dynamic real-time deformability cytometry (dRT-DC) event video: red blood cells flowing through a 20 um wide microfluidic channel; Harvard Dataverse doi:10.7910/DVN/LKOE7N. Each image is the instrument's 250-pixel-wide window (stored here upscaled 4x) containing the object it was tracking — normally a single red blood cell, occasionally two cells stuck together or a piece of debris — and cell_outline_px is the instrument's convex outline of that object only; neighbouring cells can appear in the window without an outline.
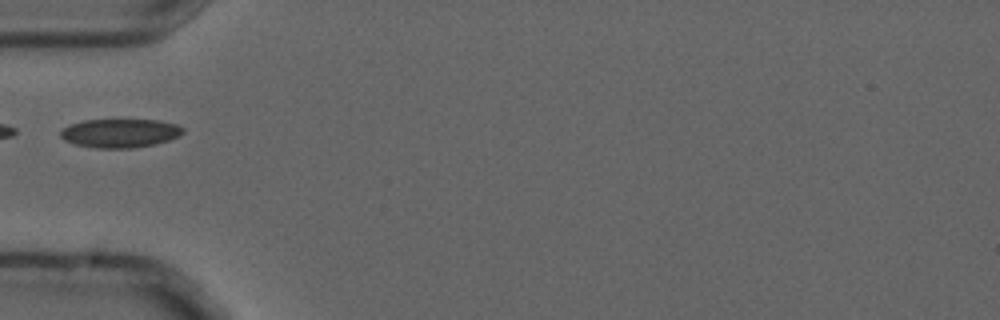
{"species": "common noctule bat (a hibernating species)", "species_latin": "Nyctalus noctula", "temperature_condition": "cold", "stored_images_in_passage": 8, "camera_frame_rate_fps": 3000, "um_per_image_px": 0.085, "animal": {"sex": "male", "forearm_length_mm": 52.5}, "frame": {"image": 1, "passage_image": 5, "time_ms": 1.333, "image_size_px": [1000, 320], "cell_outline_px": [[184, 132], [180, 136], [156, 144], [132, 148], [96, 148], [76, 144], [64, 140], [60, 136], [60, 128], [68, 124], [84, 120], [160, 120], [176, 124], [184, 128]], "centroid_in_image_um": [10.19, 11.31], "position_along_channel_um": 74.8, "area_um2": 20.69}}
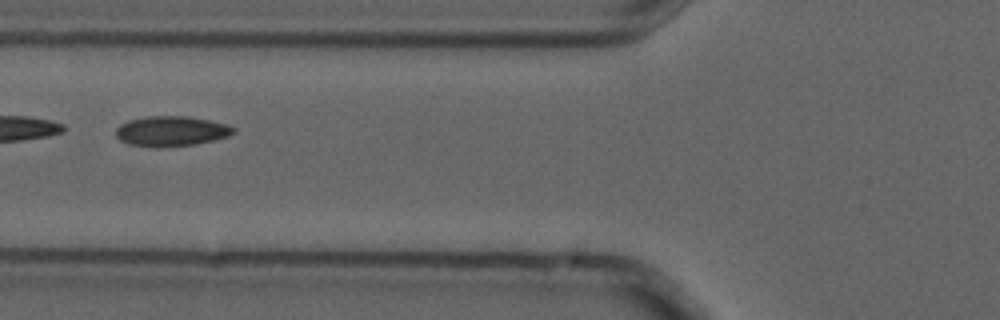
{"frame": {"image": 2, "passage_image": 6, "time_ms": 1.667, "image_size_px": [1000, 320], "cell_outline_px": [[236, 132], [228, 136], [196, 144], [128, 144], [120, 140], [116, 136], [116, 128], [120, 124], [128, 120], [148, 116], [188, 116], [228, 124], [236, 128]], "centroid_in_image_um": [14.6, 11.09], "position_along_channel_um": 111.2, "area_um2": 19.83}}
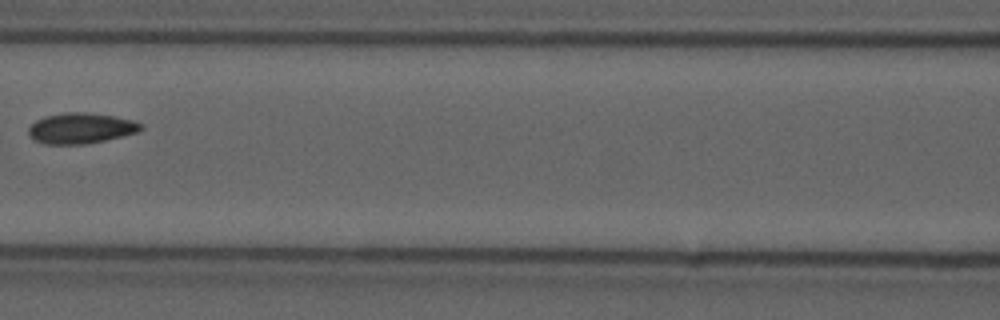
{"frame": {"image": 3, "passage_image": 7, "time_ms": 2.0, "image_size_px": [1000, 320], "cell_outline_px": [[144, 128], [136, 132], [104, 140], [84, 144], [44, 144], [32, 140], [28, 132], [28, 128], [36, 120], [44, 116], [64, 112], [84, 112], [112, 116], [132, 120], [144, 124]], "centroid_in_image_um": [6.83, 10.9], "position_along_channel_um": 159.8, "area_um2": 20.0}}